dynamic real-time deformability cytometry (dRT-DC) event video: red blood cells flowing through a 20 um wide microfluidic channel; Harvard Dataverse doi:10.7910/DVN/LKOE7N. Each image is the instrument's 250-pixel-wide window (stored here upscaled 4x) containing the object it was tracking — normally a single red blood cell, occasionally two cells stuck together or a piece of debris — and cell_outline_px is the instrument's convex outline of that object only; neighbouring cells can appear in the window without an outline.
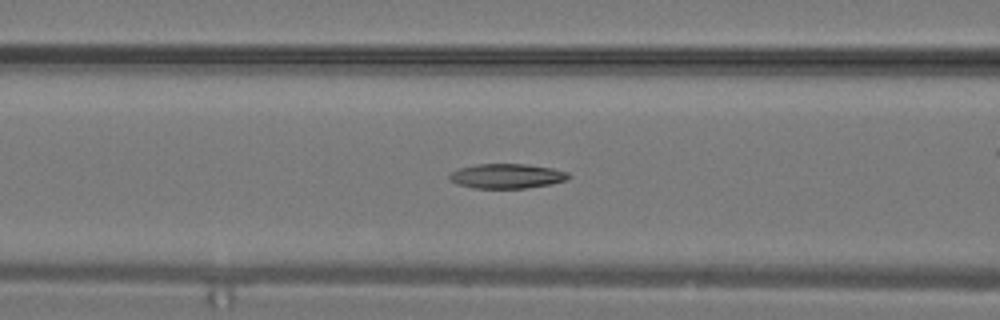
{"species": "common noctule bat (a hibernating species)", "species_latin": "Nyctalus noctula", "temperature_condition": "warm", "stored_images_in_passage": 22, "camera_frame_rate_fps": 3000, "um_per_image_px": 0.085, "animal": {"sex": "male", "body_mass_g": 19.2, "forearm_length_mm": 51.8}, "frame": {"image": 1, "passage_image": 13, "time_ms": 4.0, "image_size_px": [1000, 320], "cell_outline_px": [[572, 176], [568, 180], [552, 184], [528, 188], [472, 188], [456, 184], [448, 180], [448, 176], [452, 172], [460, 168], [476, 164], [528, 164], [552, 168], [568, 172]], "centroid_in_image_um": [43.1, 14.97], "position_along_channel_um": 123.5, "area_um2": 17.4}}
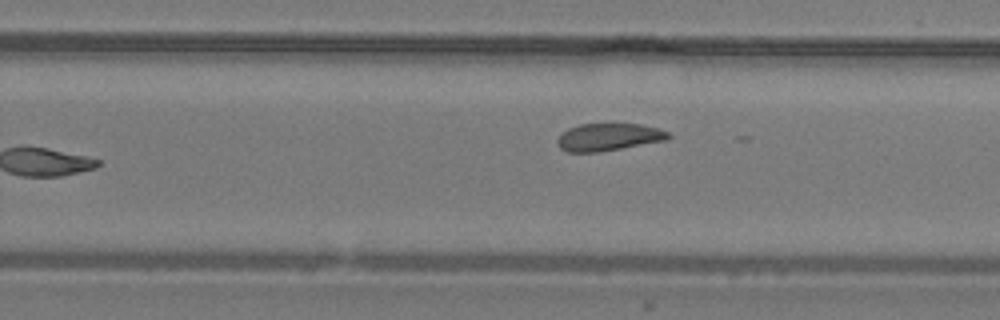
{"frame": {"image": 2, "passage_image": 22, "time_ms": 7.0, "image_size_px": [1000, 320], "cell_outline_px": [[672, 136], [668, 140], [600, 152], [568, 152], [560, 148], [556, 140], [568, 128], [580, 124], [640, 124], [656, 128], [668, 132]], "centroid_in_image_um": [51.74, 11.66], "position_along_channel_um": 278.1, "area_um2": 17.69}}